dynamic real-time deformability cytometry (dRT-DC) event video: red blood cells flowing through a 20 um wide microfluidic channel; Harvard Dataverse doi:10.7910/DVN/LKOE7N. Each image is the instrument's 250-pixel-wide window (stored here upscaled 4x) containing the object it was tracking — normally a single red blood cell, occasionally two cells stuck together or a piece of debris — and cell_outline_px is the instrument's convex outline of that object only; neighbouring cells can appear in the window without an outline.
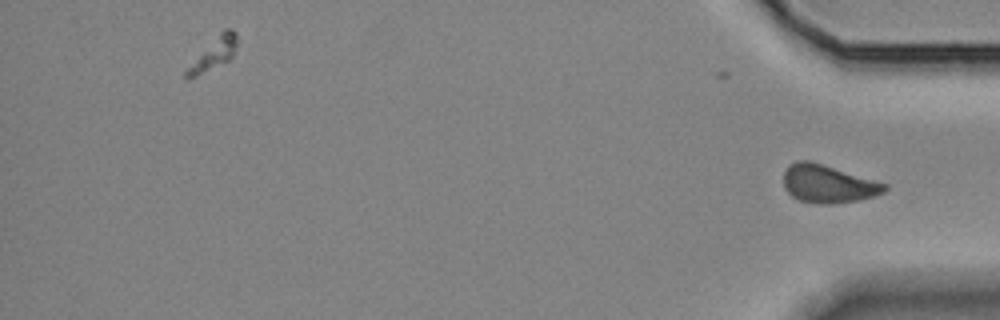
{"species": "Egyptian fruit bat (a non-hibernating species)", "species_latin": "Rousettus aegyptiacus", "temperature_condition": "room temperature", "stored_images_in_passage": 33, "segment_of_instrument_passage": [2, 2], "camera_frame_rate_fps": 3000, "um_per_image_px": 0.085, "animal": {"sex": "female"}, "frame": {"image": 1, "passage_image": 33, "time_ms": 10.667, "image_size_px": [1000, 320], "cell_outline_px": [[888, 188], [884, 192], [876, 196], [856, 200], [832, 204], [824, 204], [800, 200], [792, 196], [784, 188], [784, 172], [788, 164], [796, 160], [808, 160], [888, 184]], "centroid_in_image_um": [70.38, 15.62], "position_along_channel_um": 364.8, "area_um2": 22.2}}